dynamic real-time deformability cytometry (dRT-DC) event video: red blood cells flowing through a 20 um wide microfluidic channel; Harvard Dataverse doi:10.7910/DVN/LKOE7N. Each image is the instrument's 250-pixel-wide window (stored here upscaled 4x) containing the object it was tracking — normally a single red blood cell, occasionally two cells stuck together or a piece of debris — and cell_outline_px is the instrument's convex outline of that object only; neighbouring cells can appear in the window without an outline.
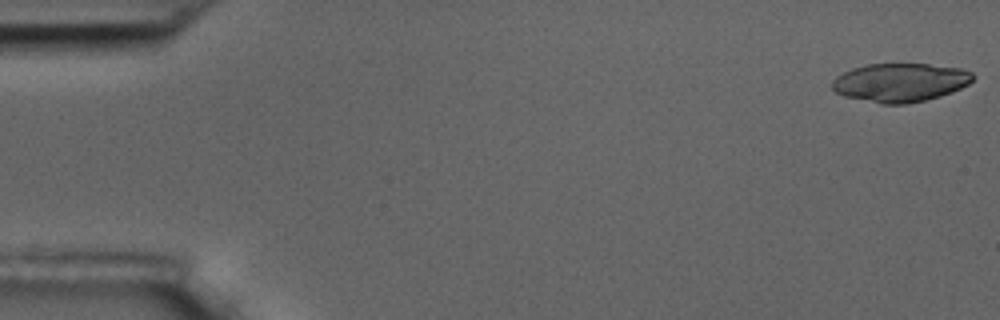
{"species": "common noctule bat (a hibernating species)", "species_latin": "Nyctalus noctula", "temperature_condition": "room temperature", "stored_images_in_passage": 55, "segment_of_instrument_passage": [1, 2], "camera_frame_rate_fps": 3000, "um_per_image_px": 0.085, "animal": {"sex": "male", "body_mass_g": 17.5, "forearm_length_mm": 52.3}, "frame": {"image": 1, "passage_image": 1, "time_ms": 0.0, "image_size_px": [1000, 320], "cell_outline_px": [[976, 76], [968, 84], [952, 92], [940, 96], [924, 100], [904, 104], [880, 104], [844, 96], [836, 92], [832, 88], [832, 80], [836, 76], [852, 68], [868, 64], [928, 64], [960, 68], [972, 72]], "centroid_in_image_um": [76.51, 7.01], "position_along_channel_um": 8.5, "area_um2": 31.67}}